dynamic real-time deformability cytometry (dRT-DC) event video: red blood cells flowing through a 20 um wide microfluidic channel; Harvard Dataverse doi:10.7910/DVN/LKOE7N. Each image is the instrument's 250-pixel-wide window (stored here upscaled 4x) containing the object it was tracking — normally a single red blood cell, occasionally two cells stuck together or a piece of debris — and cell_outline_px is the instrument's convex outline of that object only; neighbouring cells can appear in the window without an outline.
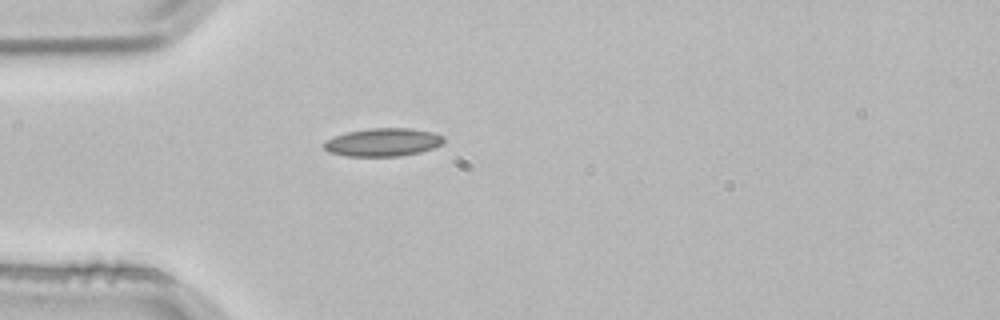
{"species": "common noctule bat (a hibernating species)", "species_latin": "Nyctalus noctula", "temperature_condition": "room temperature", "stored_images_in_passage": 1, "camera_frame_rate_fps": 3000, "um_per_image_px": 0.085, "animal": {"sex": "male", "body_mass_g": 21.5, "forearm_length_mm": 52.0}, "frame": {"image": 1, "passage_image": 1, "time_ms": 0.0, "image_size_px": [1000, 320], "cell_outline_px": [[444, 140], [440, 144], [432, 148], [420, 152], [400, 156], [344, 156], [328, 152], [324, 148], [324, 140], [348, 132], [368, 128], [412, 128], [432, 132], [444, 136]], "centroid_in_image_um": [32.53, 12.09], "position_along_channel_um": 52.5, "area_um2": 19.59}}